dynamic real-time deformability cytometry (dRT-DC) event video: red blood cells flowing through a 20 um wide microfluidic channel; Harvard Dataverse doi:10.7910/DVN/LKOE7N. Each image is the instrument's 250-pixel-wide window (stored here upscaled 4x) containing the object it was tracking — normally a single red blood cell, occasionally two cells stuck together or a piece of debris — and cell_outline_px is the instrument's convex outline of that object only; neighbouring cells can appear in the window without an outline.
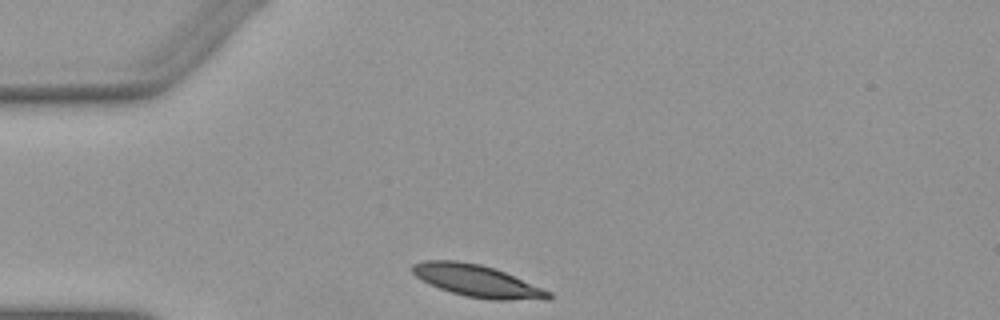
{"species": "Egyptian fruit bat (a non-hibernating species)", "species_latin": "Rousettus aegyptiacus", "temperature_condition": "warm", "stored_images_in_passage": 30, "camera_frame_rate_fps": 3000, "um_per_image_px": 0.085, "animal": {"sex": "female"}, "frame": {"image": 1, "passage_image": 1, "time_ms": 0.0, "image_size_px": [1000, 320], "cell_outline_px": [[552, 296], [548, 300], [492, 300], [464, 296], [440, 288], [416, 276], [412, 272], [412, 264], [424, 260], [456, 260], [480, 264], [496, 268], [552, 292]], "centroid_in_image_um": [40.61, 23.88], "position_along_channel_um": 44.4, "area_um2": 25.43}}
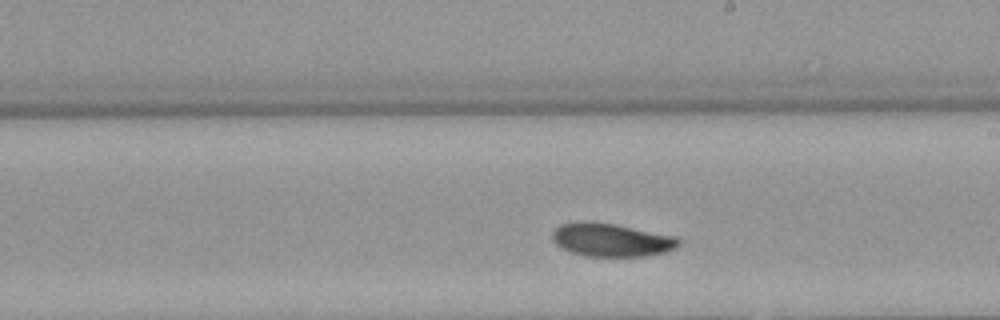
{"frame": {"image": 2, "passage_image": 18, "time_ms": 5.667, "image_size_px": [1000, 320], "cell_outline_px": [[680, 244], [676, 248], [668, 252], [644, 256], [584, 256], [560, 248], [552, 240], [552, 232], [560, 224], [584, 220], [612, 224], [676, 236], [680, 240]], "centroid_in_image_um": [51.95, 20.39], "position_along_channel_um": 237.1, "area_um2": 24.57}}
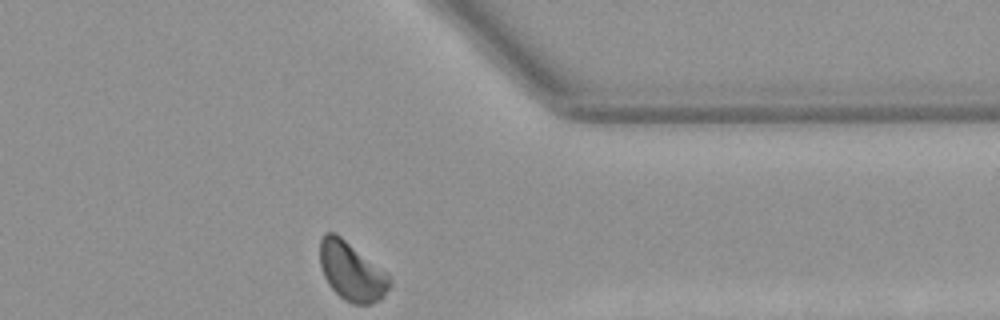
{"frame": {"image": 3, "passage_image": 30, "time_ms": 9.667, "image_size_px": [1000, 320], "cell_outline_px": [[392, 284], [380, 300], [372, 304], [352, 304], [344, 300], [328, 284], [320, 268], [320, 240], [324, 232], [332, 232], [340, 236], [388, 272], [392, 280]], "centroid_in_image_um": [29.91, 23.08], "position_along_channel_um": 381.5, "area_um2": 24.04}, "authors_computed_cell_mechanics": {"area_um2": 24.6806, "velocity_mm_per_s": 3.8326, "shape_relaxation_time_tau1_ms": 2.9377, "shape_relaxation_time_tau2_ms": 6.4112, "deformation_change_tau1": 0.0879, "deformation_change_tau2": 0.0885}}